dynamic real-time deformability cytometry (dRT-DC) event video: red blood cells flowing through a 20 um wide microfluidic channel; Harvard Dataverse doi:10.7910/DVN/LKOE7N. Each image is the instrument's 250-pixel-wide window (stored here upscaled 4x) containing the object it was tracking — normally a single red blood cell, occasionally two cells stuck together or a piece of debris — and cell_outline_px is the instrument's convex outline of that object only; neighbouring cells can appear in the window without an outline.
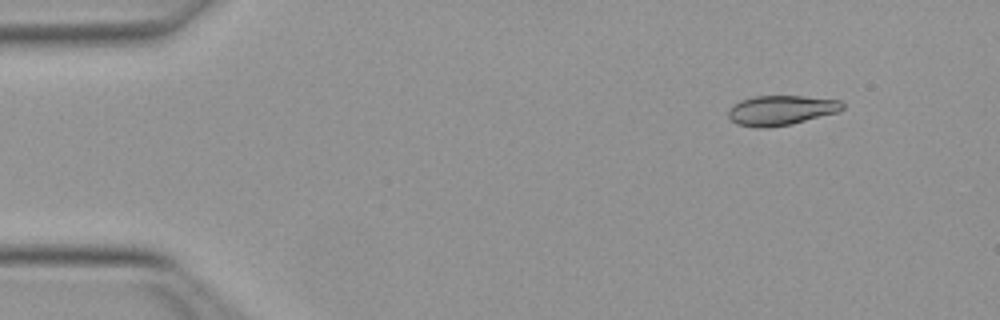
{"species": "Egyptian fruit bat (a non-hibernating species)", "species_latin": "Rousettus aegyptiacus", "temperature_condition": "warm", "stored_images_in_passage": 28, "camera_frame_rate_fps": 3000, "um_per_image_px": 0.085, "animal": {"sex": "female"}, "frame": {"image": 1, "passage_image": 1, "time_ms": 0.0, "image_size_px": [1000, 320], "cell_outline_px": [[844, 108], [840, 112], [792, 124], [768, 128], [756, 128], [736, 124], [728, 116], [728, 112], [732, 104], [740, 100], [756, 96], [800, 96], [840, 100], [844, 104]], "centroid_in_image_um": [66.39, 9.38], "position_along_channel_um": 18.6, "area_um2": 20.06}}
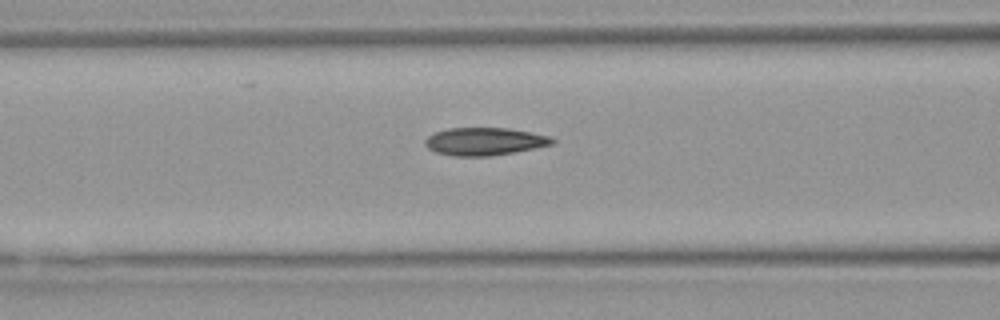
{"frame": {"image": 2, "passage_image": 16, "time_ms": 5.0, "image_size_px": [1000, 320], "cell_outline_px": [[556, 144], [536, 148], [488, 156], [452, 156], [436, 152], [428, 148], [424, 144], [424, 140], [428, 136], [436, 132], [448, 128], [508, 128], [548, 136], [556, 140]], "centroid_in_image_um": [41.18, 12.02], "position_along_channel_um": 125.4, "area_um2": 20.46}}
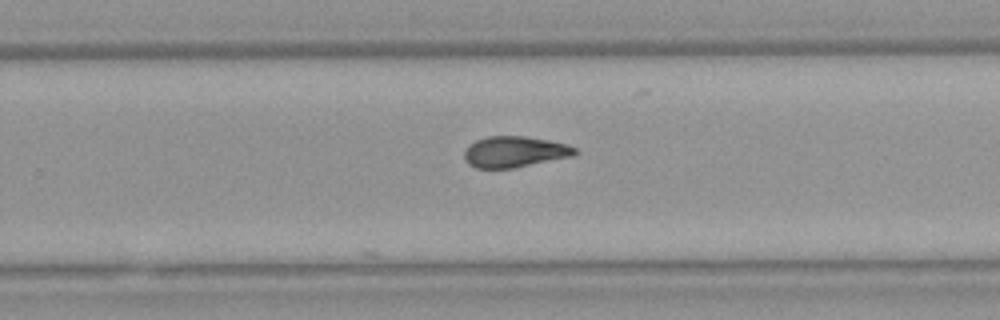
{"frame": {"image": 3, "passage_image": 28, "time_ms": 9.0, "image_size_px": [1000, 320], "cell_outline_px": [[580, 152], [572, 156], [516, 168], [476, 168], [468, 164], [464, 160], [464, 152], [476, 140], [488, 136], [524, 136], [548, 140], [568, 144], [576, 148]], "centroid_in_image_um": [43.77, 12.91], "position_along_channel_um": 286.0, "area_um2": 20.06}}